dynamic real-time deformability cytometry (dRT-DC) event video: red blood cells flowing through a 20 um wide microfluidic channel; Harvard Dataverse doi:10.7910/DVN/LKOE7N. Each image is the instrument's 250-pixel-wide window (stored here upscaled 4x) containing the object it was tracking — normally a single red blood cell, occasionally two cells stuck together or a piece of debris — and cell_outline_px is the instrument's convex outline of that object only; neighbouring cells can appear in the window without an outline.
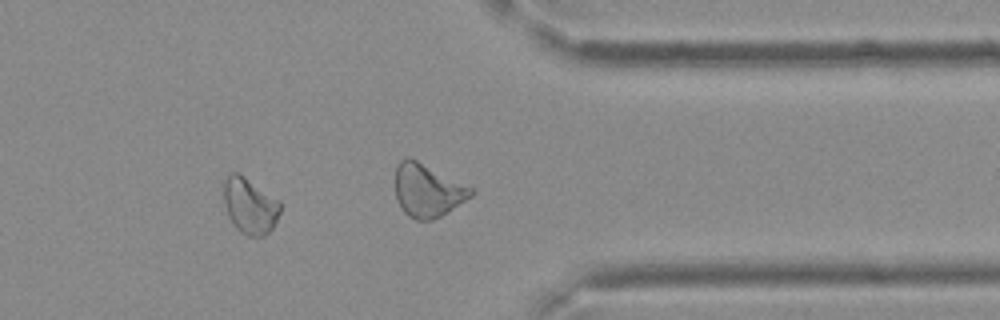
{"species": "Egyptian fruit bat (a non-hibernating species)", "species_latin": "Rousettus aegyptiacus", "temperature_condition": "cold", "stored_images_in_passage": 29, "camera_frame_rate_fps": 3000, "um_per_image_px": 0.085, "frame": {"image": 1, "passage_image": 21, "time_ms": 6.667, "image_size_px": [1000, 320], "cell_outline_px": [[280, 212], [272, 228], [264, 236], [248, 236], [240, 232], [236, 228], [228, 216], [224, 204], [224, 180], [228, 172], [236, 172], [244, 176], [280, 200]], "centroid_in_image_um": [21.22, 17.48], "position_along_channel_um": 390.2, "area_um2": 18.5}}